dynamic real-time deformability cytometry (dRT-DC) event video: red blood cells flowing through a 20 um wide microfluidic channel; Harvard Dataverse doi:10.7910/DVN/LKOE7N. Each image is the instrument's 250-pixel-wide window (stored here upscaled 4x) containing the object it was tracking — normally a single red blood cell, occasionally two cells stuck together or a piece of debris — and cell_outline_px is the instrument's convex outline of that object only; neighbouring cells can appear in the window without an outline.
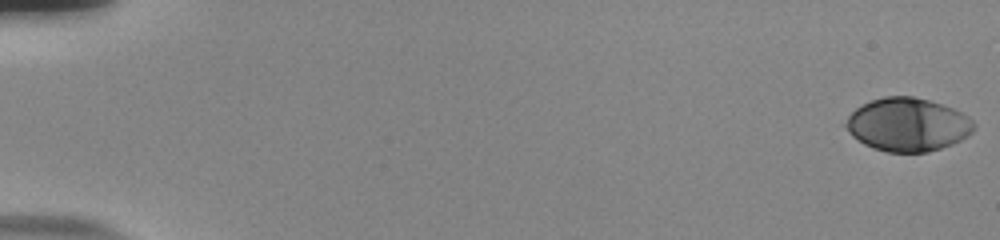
{"species": "human", "species_latin": "Homo sapiens", "temperature_condition": "room temperature", "stored_images_in_passage": 55, "camera_frame_rate_fps": 3000, "um_per_image_px": 0.085, "donor": {"sex": "male"}, "frame": {"image": 1, "passage_image": 1, "time_ms": 0.0, "image_size_px": [1000, 240], "cell_outline_px": [[976, 128], [968, 136], [952, 144], [928, 152], [888, 152], [872, 148], [864, 144], [852, 136], [840, 124], [856, 108], [872, 100], [884, 96], [912, 96], [928, 100], [952, 108], [968, 116], [976, 124]], "centroid_in_image_um": [77.12, 10.6], "position_along_channel_um": 7.9, "area_um2": 40.0}}
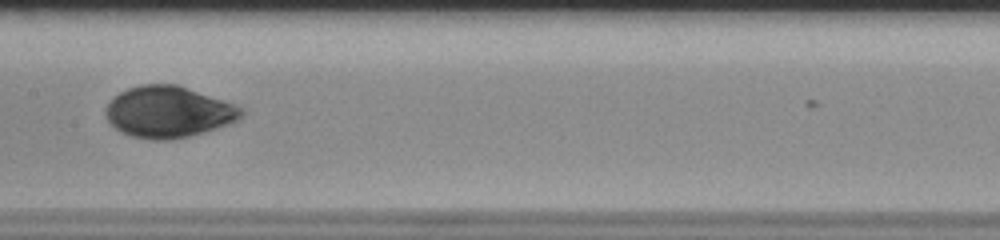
{"frame": {"image": 2, "passage_image": 30, "time_ms": 9.667, "image_size_px": [1000, 240], "cell_outline_px": [[244, 112], [240, 120], [204, 132], [188, 136], [168, 140], [148, 140], [132, 136], [120, 132], [104, 116], [104, 108], [120, 92], [128, 88], [140, 84], [176, 84], [232, 104], [240, 108]], "centroid_in_image_um": [14.27, 9.53], "position_along_channel_um": 193.1, "area_um2": 40.29}}
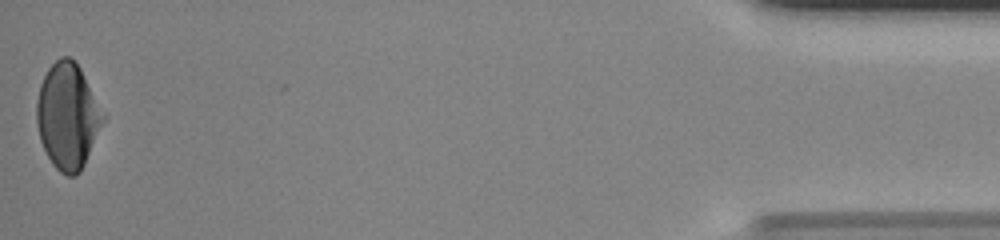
{"frame": {"image": 3, "passage_image": 55, "time_ms": 18.0, "image_size_px": [1000, 240], "cell_outline_px": [[104, 120], [84, 164], [80, 172], [76, 176], [68, 176], [60, 172], [52, 164], [40, 140], [36, 124], [36, 100], [40, 84], [48, 68], [60, 56], [68, 56], [80, 68], [104, 116]], "centroid_in_image_um": [5.71, 9.88], "position_along_channel_um": 429.5, "area_um2": 40.34}, "authors_computed_cell_mechanics": {"area_um2": 39.9976, "velocity_mm_per_s": 3.8323, "shape_relaxation_time_tau1_ms": 4.2211, "shape_relaxation_time_tau2_ms": null, "deformation_change_tau1": 0.1715, "deformation_change_tau2": null}}